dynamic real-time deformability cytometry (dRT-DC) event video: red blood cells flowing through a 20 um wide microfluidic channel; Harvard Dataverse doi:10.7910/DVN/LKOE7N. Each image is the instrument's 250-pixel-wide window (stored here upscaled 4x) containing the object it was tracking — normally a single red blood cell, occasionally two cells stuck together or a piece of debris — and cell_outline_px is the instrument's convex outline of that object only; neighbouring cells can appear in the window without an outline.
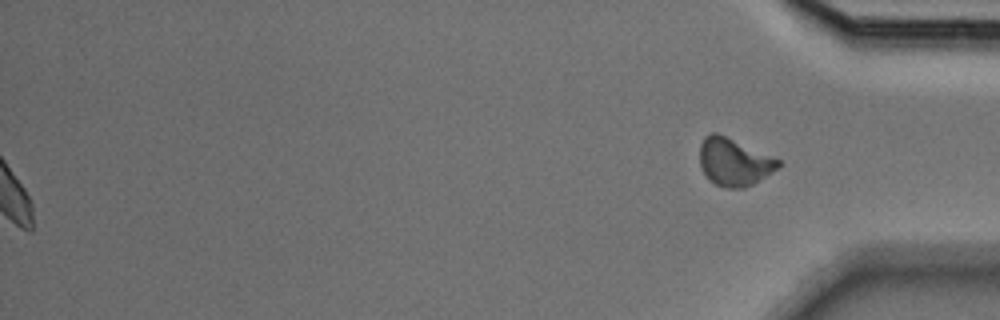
{"species": "Egyptian fruit bat (a non-hibernating species)", "species_latin": "Rousettus aegyptiacus", "temperature_condition": "cold", "stored_images_in_passage": 51, "segment_of_instrument_passage": [2, 2], "camera_frame_rate_fps": 3000, "um_per_image_px": 0.085, "animal": {"sex": "male"}, "frame": {"image": 1, "passage_image": 51, "time_ms": 16.667, "image_size_px": [1000, 320], "cell_outline_px": [[784, 164], [780, 168], [752, 184], [744, 188], [728, 188], [716, 184], [700, 168], [700, 144], [704, 136], [712, 132], [716, 132], [780, 160]], "centroid_in_image_um": [62.41, 13.76], "position_along_channel_um": 372.8, "area_um2": 21.56}}